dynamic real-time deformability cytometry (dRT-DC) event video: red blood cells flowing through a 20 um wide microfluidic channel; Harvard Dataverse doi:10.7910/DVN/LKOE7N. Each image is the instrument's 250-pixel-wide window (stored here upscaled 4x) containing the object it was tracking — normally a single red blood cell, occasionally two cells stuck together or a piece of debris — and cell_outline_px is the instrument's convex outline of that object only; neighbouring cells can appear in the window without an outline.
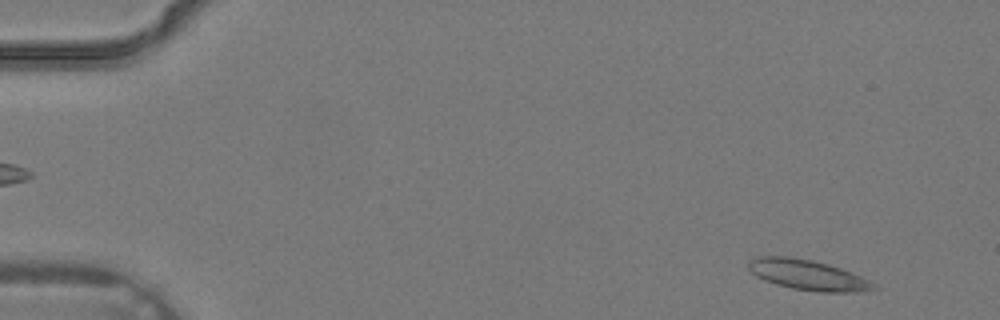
{"species": "common noctule bat (a hibernating species)", "species_latin": "Nyctalus noctula", "temperature_condition": "warm", "stored_images_in_passage": 4, "camera_frame_rate_fps": 3000, "um_per_image_px": 0.085, "animal": {"sex": "male", "body_mass_g": 19.2, "forearm_length_mm": 51.8}, "frame": {"image": 1, "passage_image": 4, "time_ms": 1.0, "image_size_px": [1000, 320], "cell_outline_px": [[880, 288], [856, 292], [820, 292], [792, 288], [776, 284], [764, 280], [756, 276], [748, 268], [748, 260], [756, 256], [792, 256], [812, 260], [828, 264], [840, 268], [860, 276], [876, 284]], "centroid_in_image_um": [68.64, 23.36], "position_along_channel_um": 16.4, "area_um2": 22.14}}